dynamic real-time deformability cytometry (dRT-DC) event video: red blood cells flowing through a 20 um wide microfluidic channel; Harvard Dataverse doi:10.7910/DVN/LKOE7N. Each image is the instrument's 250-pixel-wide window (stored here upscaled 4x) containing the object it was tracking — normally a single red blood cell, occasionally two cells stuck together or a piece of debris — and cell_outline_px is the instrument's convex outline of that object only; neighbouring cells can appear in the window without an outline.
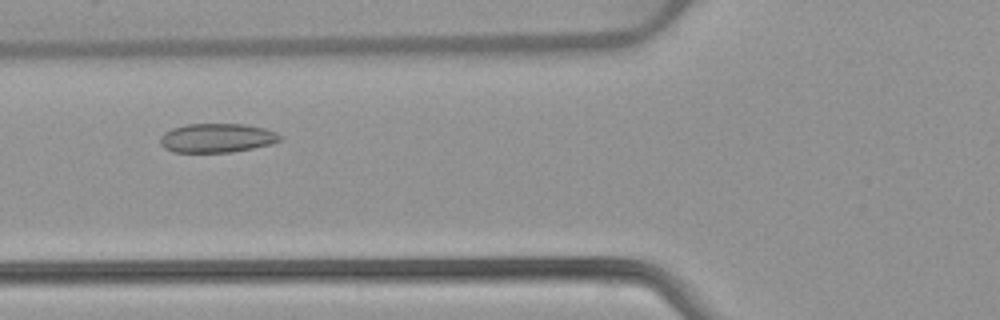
{"species": "common noctule bat (a hibernating species)", "species_latin": "Nyctalus noctula", "temperature_condition": "warm", "stored_images_in_passage": 46, "camera_frame_rate_fps": 3000, "um_per_image_px": 0.085, "animal": {"sex": "female", "body_mass_g": 22.7, "forearm_length_mm": 54.2}, "frame": {"image": 1, "passage_image": 14, "time_ms": 4.333, "image_size_px": [1000, 320], "cell_outline_px": [[280, 140], [272, 144], [232, 152], [172, 152], [164, 148], [160, 144], [160, 136], [164, 132], [172, 128], [188, 124], [244, 124], [264, 128], [276, 132], [280, 136]], "centroid_in_image_um": [18.41, 11.73], "position_along_channel_um": 107.4, "area_um2": 20.29}}
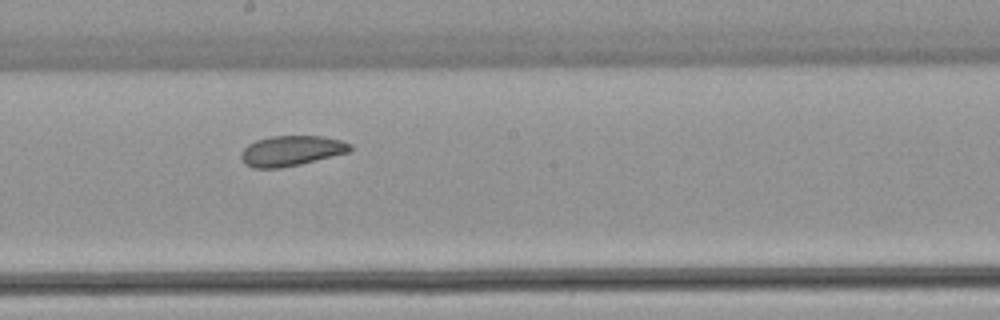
{"frame": {"image": 2, "passage_image": 23, "time_ms": 7.333, "image_size_px": [1000, 320], "cell_outline_px": [[352, 148], [348, 152], [300, 164], [280, 168], [252, 168], [244, 164], [240, 156], [244, 148], [248, 144], [256, 140], [272, 136], [320, 136], [340, 140], [352, 144]], "centroid_in_image_um": [24.73, 12.82], "position_along_channel_um": 223.5, "area_um2": 19.13}}
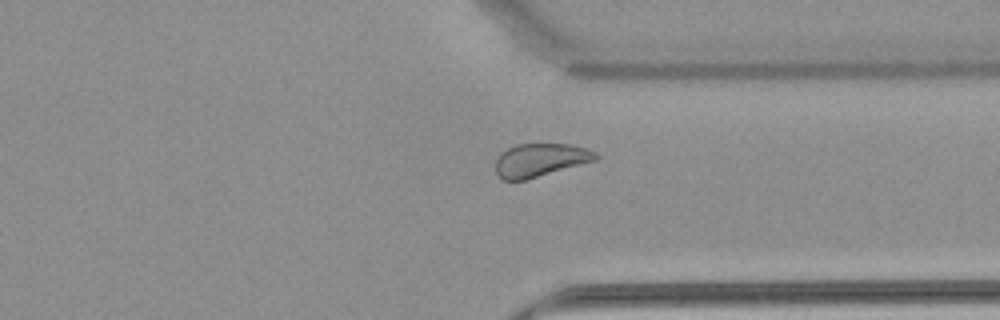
{"frame": {"image": 3, "passage_image": 34, "time_ms": 11.0, "image_size_px": [1000, 320], "cell_outline_px": [[600, 156], [596, 160], [524, 180], [504, 180], [496, 172], [496, 160], [500, 152], [516, 144], [572, 144], [596, 152]], "centroid_in_image_um": [45.91, 13.59], "position_along_channel_um": 365.5, "area_um2": 19.19}, "authors_computed_cell_mechanics": {"area_um2": 21.0681, "velocity_mm_per_s": 3.8703, "shape_relaxation_time_tau1_ms": 10.5873, "shape_relaxation_time_tau2_ms": 2.4755, "deformation_change_tau1": 0.1132, "deformation_change_tau2": 0.0628}}